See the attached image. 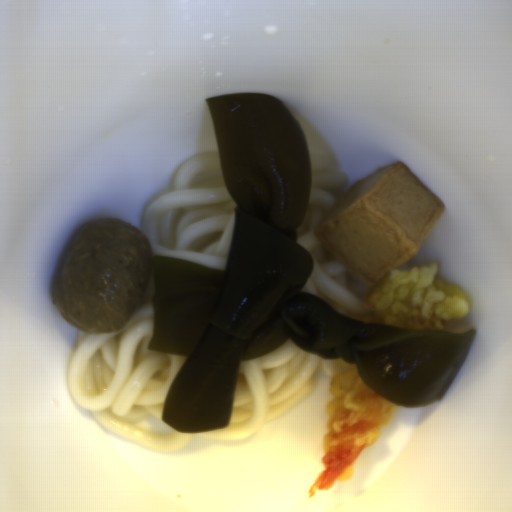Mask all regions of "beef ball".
I'll return each mask as SVG.
<instances>
[{
	"instance_id": "c3f7d807",
	"label": "beef ball",
	"mask_w": 512,
	"mask_h": 512,
	"mask_svg": "<svg viewBox=\"0 0 512 512\" xmlns=\"http://www.w3.org/2000/svg\"><path fill=\"white\" fill-rule=\"evenodd\" d=\"M153 253L135 225L119 217L89 220L68 243L52 301L79 331L97 336L120 331L144 295Z\"/></svg>"
}]
</instances>
